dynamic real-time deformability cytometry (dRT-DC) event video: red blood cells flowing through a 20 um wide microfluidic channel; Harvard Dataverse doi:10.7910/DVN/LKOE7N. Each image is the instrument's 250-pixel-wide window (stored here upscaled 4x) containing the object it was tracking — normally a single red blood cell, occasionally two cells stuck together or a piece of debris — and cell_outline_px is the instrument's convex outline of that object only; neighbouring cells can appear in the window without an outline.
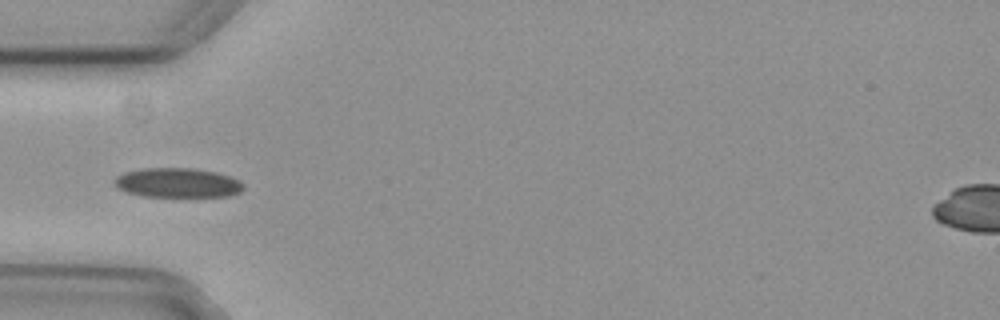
{"species": "common noctule bat (a hibernating species)", "species_latin": "Nyctalus noctula", "temperature_condition": "cold", "stored_images_in_passage": 6, "camera_frame_rate_fps": 3000, "um_per_image_px": 0.085, "animal": {"sex": "female", "body_mass_g": 29.2, "forearm_length_mm": 56.3}, "frame": {"image": 1, "passage_image": 4, "time_ms": 1.0, "image_size_px": [1000, 320], "cell_outline_px": [[244, 188], [240, 192], [228, 196], [140, 196], [116, 188], [112, 184], [112, 180], [116, 176], [124, 172], [140, 168], [196, 168], [216, 172], [240, 180], [244, 184]], "centroid_in_image_um": [15.05, 15.53], "position_along_channel_um": 70.0, "area_um2": 22.43}}
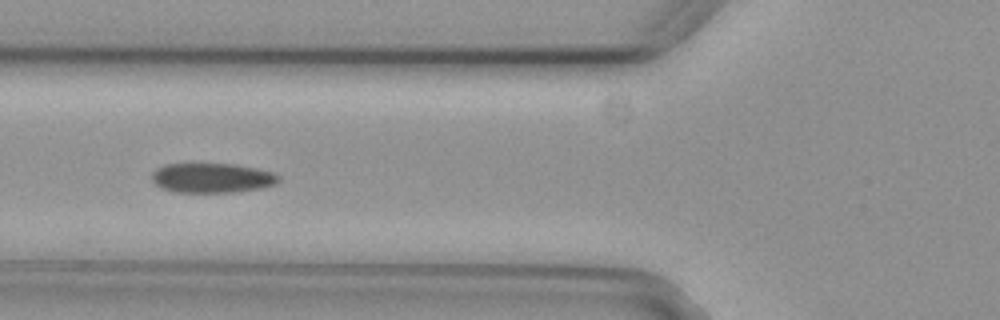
{"frame": {"image": 2, "passage_image": 5, "time_ms": 1.333, "image_size_px": [1000, 320], "cell_outline_px": [[280, 180], [276, 184], [264, 188], [232, 192], [176, 192], [160, 188], [152, 180], [152, 172], [156, 168], [164, 164], [236, 164], [256, 168], [272, 172], [280, 176]], "centroid_in_image_um": [18.03, 15.12], "position_along_channel_um": 107.8, "area_um2": 22.08}}